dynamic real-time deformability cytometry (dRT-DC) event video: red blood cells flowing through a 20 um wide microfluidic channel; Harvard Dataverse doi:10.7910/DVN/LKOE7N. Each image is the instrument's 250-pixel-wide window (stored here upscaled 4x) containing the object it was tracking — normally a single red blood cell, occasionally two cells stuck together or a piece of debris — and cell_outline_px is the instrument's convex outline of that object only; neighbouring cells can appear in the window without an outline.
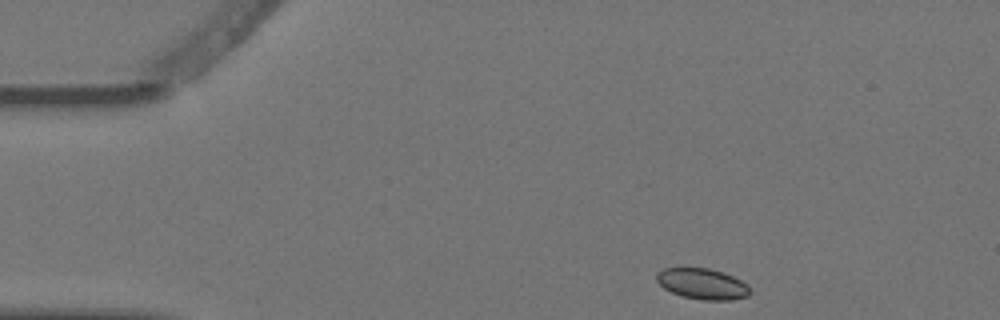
{"species": "Egyptian fruit bat (a non-hibernating species)", "species_latin": "Rousettus aegyptiacus", "temperature_condition": "warm", "stored_images_in_passage": 4, "camera_frame_rate_fps": 3000, "um_per_image_px": 0.085, "animal": {"sex": "female"}, "frame": {"image": 1, "passage_image": 1, "time_ms": 0.0, "image_size_px": [1000, 320], "cell_outline_px": [[752, 292], [748, 296], [732, 300], [700, 300], [680, 296], [664, 288], [656, 280], [656, 272], [664, 268], [708, 268], [732, 276], [748, 284]], "centroid_in_image_um": [59.71, 24.14], "position_along_channel_um": 25.3, "area_um2": 16.88}}
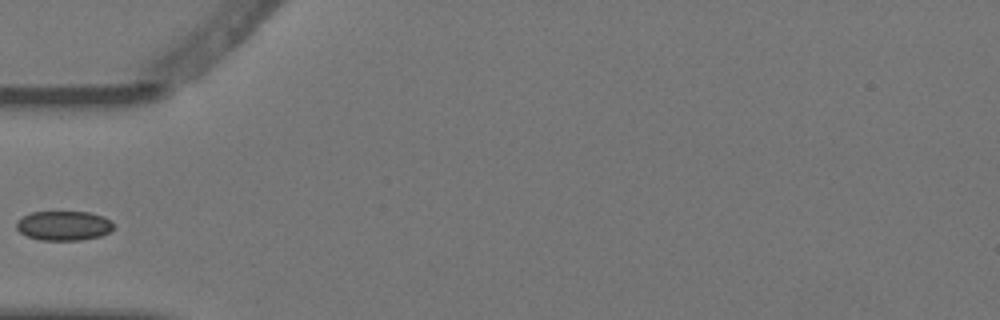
{"frame": {"image": 2, "passage_image": 4, "time_ms": 1.0, "image_size_px": [1000, 320], "cell_outline_px": [[116, 224], [108, 232], [100, 236], [80, 240], [40, 240], [28, 236], [20, 232], [16, 228], [16, 220], [32, 212], [88, 212], [104, 216], [112, 220]], "centroid_in_image_um": [5.44, 19.18], "position_along_channel_um": 79.6, "area_um2": 16.76}}